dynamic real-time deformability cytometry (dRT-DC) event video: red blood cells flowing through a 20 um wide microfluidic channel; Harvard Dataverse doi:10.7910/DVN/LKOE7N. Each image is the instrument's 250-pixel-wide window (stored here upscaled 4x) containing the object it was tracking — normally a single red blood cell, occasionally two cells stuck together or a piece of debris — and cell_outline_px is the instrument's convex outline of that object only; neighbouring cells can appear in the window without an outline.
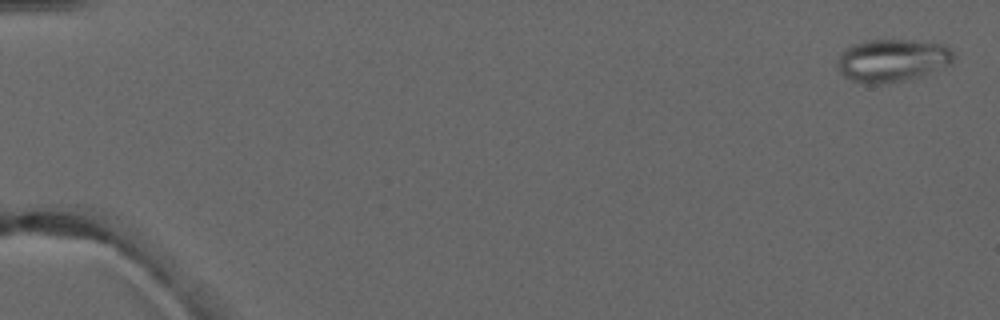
{"species": "common noctule bat (a hibernating species)", "species_latin": "Nyctalus noctula", "temperature_condition": "warm", "stored_images_in_passage": 5, "camera_frame_rate_fps": 3000, "um_per_image_px": 0.085, "animal": {"sex": "male", "forearm_length_mm": 52.5}, "frame": {"image": 1, "passage_image": 1, "time_ms": 0.0, "image_size_px": [1000, 320], "cell_outline_px": [[956, 56], [952, 64], [920, 76], [904, 80], [880, 84], [868, 84], [852, 80], [844, 76], [840, 72], [836, 64], [836, 60], [840, 52], [856, 44], [868, 40], [912, 40], [944, 44]], "centroid_in_image_um": [75.85, 5.13], "position_along_channel_um": 9.2, "area_um2": 28.96}}